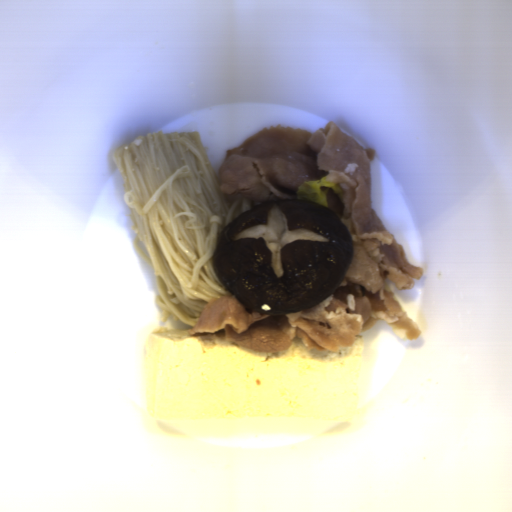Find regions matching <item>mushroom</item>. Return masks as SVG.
Segmentation results:
<instances>
[{"label": "mushroom", "mask_w": 512, "mask_h": 512, "mask_svg": "<svg viewBox=\"0 0 512 512\" xmlns=\"http://www.w3.org/2000/svg\"><path fill=\"white\" fill-rule=\"evenodd\" d=\"M354 250L336 211L281 199L256 205L226 225L211 266L248 311L283 316L304 312L333 294Z\"/></svg>", "instance_id": "1"}]
</instances>
